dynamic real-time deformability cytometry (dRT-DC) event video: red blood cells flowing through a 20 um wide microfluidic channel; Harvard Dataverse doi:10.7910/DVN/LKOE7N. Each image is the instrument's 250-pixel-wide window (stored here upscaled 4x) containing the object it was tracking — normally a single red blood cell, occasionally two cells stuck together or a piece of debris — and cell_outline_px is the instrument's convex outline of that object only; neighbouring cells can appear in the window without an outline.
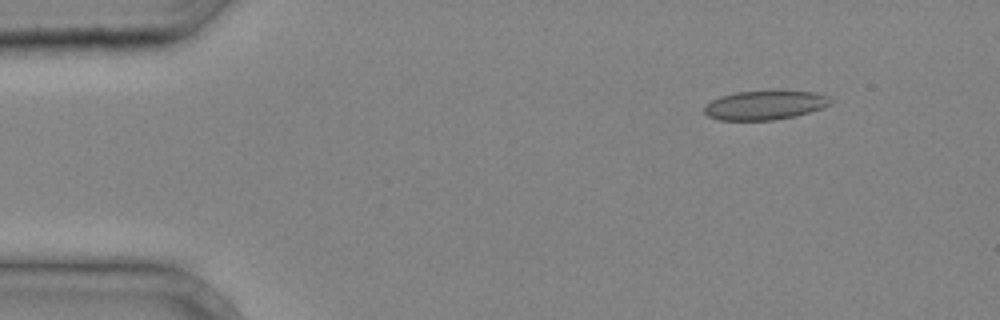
{"species": "common noctule bat (a hibernating species)", "species_latin": "Nyctalus noctula", "temperature_condition": "cold", "stored_images_in_passage": 4, "camera_frame_rate_fps": 3000, "um_per_image_px": 0.085, "animal": {"sex": "male", "body_mass_g": 20.4}, "frame": {"image": 1, "passage_image": 2, "time_ms": 0.333, "image_size_px": [1000, 320], "cell_outline_px": [[832, 100], [828, 104], [820, 108], [796, 116], [772, 120], [716, 120], [708, 116], [704, 112], [704, 104], [720, 96], [736, 92], [816, 92], [828, 96]], "centroid_in_image_um": [64.94, 8.96], "position_along_channel_um": 20.1, "area_um2": 21.04}}